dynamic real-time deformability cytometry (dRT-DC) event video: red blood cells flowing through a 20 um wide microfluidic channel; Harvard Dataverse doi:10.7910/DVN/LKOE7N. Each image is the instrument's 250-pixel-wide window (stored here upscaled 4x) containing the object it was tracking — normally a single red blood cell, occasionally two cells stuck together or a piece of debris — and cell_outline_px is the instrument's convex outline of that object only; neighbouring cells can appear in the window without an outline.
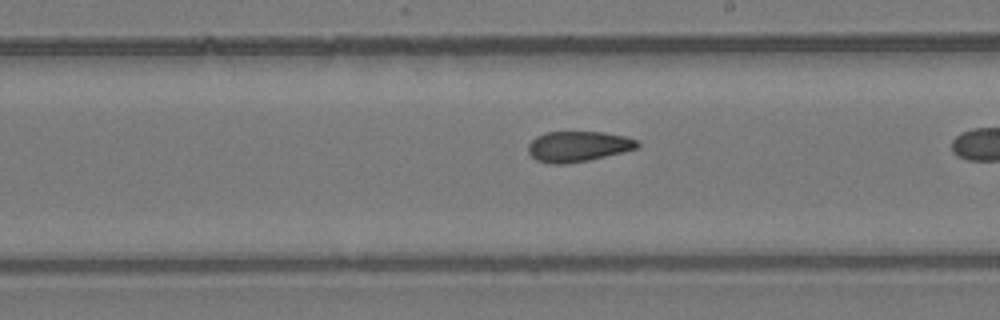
{"species": "common noctule bat (a hibernating species)", "species_latin": "Nyctalus noctula", "temperature_condition": "room temperature", "stored_images_in_passage": 29, "camera_frame_rate_fps": 3000, "um_per_image_px": 0.085, "animal": {"sex": "female", "body_mass_g": 24.6, "forearm_length_mm": 56.2}, "frame": {"image": 1, "passage_image": 25, "time_ms": 8.0, "image_size_px": [1000, 320], "cell_outline_px": [[640, 148], [624, 152], [588, 160], [564, 164], [552, 164], [536, 160], [528, 152], [528, 144], [536, 136], [544, 132], [604, 132], [628, 136], [640, 140]], "centroid_in_image_um": [49.19, 12.43], "position_along_channel_um": 239.8, "area_um2": 19.71}}